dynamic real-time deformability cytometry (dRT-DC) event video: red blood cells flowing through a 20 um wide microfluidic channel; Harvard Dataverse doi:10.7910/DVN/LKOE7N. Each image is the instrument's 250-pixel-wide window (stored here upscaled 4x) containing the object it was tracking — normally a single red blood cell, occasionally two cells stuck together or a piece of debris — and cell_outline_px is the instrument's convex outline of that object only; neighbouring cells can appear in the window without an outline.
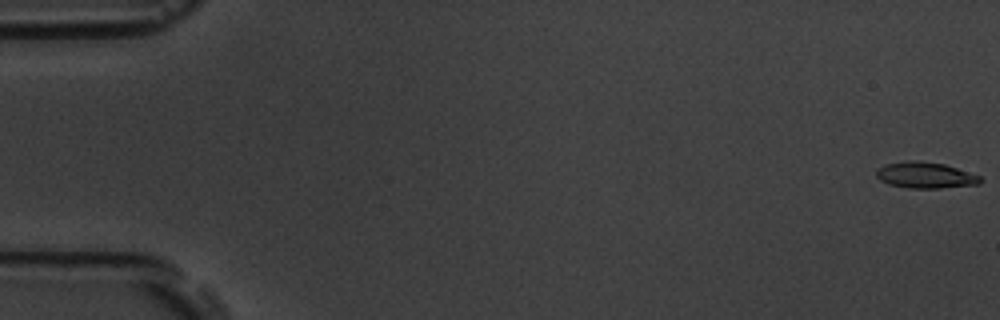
{"species": "common noctule bat (a hibernating species)", "species_latin": "Nyctalus noctula", "temperature_condition": "room temperature", "stored_images_in_passage": 11, "camera_frame_rate_fps": 3000, "um_per_image_px": 0.085, "animal": {"sex": "male", "body_mass_g": 19.5, "forearm_length_mm": 54.6}, "frame": {"image": 1, "passage_image": 1, "time_ms": 0.0, "image_size_px": [1000, 320], "cell_outline_px": [[984, 180], [980, 184], [940, 188], [908, 188], [888, 184], [880, 180], [876, 176], [876, 168], [884, 164], [908, 160], [920, 160], [944, 164], [980, 176]], "centroid_in_image_um": [78.63, 14.88], "position_along_channel_um": 6.4, "area_um2": 16.01}}